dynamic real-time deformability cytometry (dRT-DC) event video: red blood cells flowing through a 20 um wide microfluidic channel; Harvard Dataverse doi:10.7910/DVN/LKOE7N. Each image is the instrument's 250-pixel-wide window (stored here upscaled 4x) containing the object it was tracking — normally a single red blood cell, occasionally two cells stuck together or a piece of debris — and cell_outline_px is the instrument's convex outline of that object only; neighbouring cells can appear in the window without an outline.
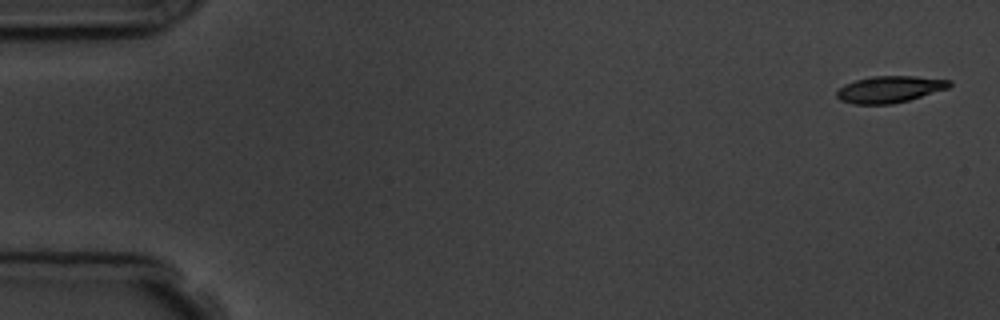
{"species": "common noctule bat (a hibernating species)", "species_latin": "Nyctalus noctula", "temperature_condition": "room temperature", "stored_images_in_passage": 5, "segment_of_instrument_passage": [2, 2], "camera_frame_rate_fps": 3000, "um_per_image_px": 0.085, "animal": {"sex": "male", "body_mass_g": 19.5, "forearm_length_mm": 54.6}, "frame": {"image": 1, "passage_image": 5, "time_ms": 6.333, "image_size_px": [1000, 320], "cell_outline_px": [[952, 84], [948, 88], [908, 100], [892, 104], [852, 104], [840, 100], [836, 96], [836, 92], [844, 84], [856, 80], [872, 76], [916, 76], [952, 80]], "centroid_in_image_um": [75.61, 7.59], "position_along_channel_um": 9.4, "area_um2": 17.51}}